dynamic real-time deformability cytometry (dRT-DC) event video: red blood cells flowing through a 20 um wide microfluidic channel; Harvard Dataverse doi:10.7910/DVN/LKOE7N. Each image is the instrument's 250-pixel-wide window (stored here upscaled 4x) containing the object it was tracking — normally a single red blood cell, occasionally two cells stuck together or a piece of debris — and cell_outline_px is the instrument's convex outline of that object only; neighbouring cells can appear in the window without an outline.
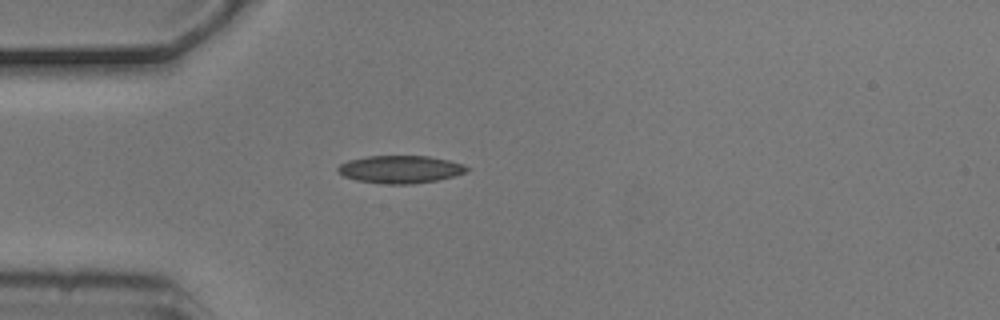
{"species": "common noctule bat (a hibernating species)", "species_latin": "Nyctalus noctula", "temperature_condition": "cold", "stored_images_in_passage": 2, "camera_frame_rate_fps": 3000, "um_per_image_px": 0.085, "animal": {"sex": "male", "body_mass_g": 20.5, "forearm_length_mm": 52.5}, "frame": {"image": 1, "passage_image": 1, "time_ms": 0.0, "image_size_px": [1000, 320], "cell_outline_px": [[472, 168], [468, 172], [456, 176], [436, 180], [412, 184], [380, 184], [356, 180], [344, 176], [336, 172], [336, 168], [340, 164], [348, 160], [368, 156], [428, 156], [448, 160], [464, 164]], "centroid_in_image_um": [34.04, 14.4], "position_along_channel_um": 51.0, "area_um2": 21.1}}